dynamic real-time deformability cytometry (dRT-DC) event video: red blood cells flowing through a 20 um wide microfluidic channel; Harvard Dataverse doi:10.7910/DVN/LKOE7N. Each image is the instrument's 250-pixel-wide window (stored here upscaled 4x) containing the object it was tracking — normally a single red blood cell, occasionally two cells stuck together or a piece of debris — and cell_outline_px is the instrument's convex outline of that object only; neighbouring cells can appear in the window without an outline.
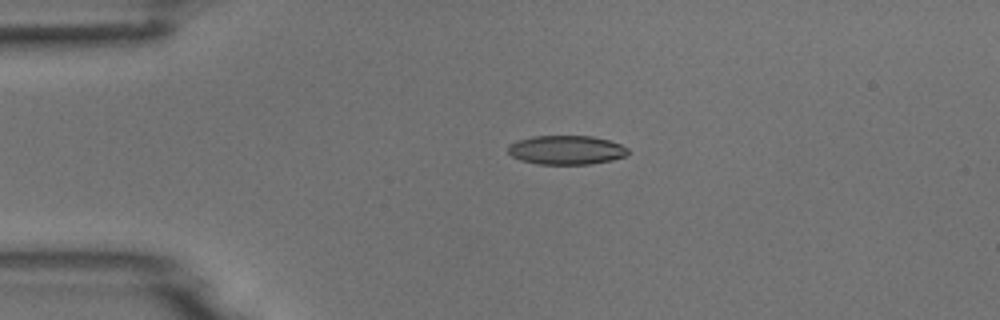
{"species": "common noctule bat (a hibernating species)", "species_latin": "Nyctalus noctula", "temperature_condition": "room temperature", "stored_images_in_passage": 8, "camera_frame_rate_fps": 3000, "um_per_image_px": 0.085, "animal": {"sex": "male", "body_mass_g": 18.8}, "frame": {"image": 1, "passage_image": 1, "time_ms": 0.0, "image_size_px": [1000, 320], "cell_outline_px": [[628, 152], [624, 156], [612, 160], [588, 164], [536, 164], [520, 160], [512, 156], [508, 152], [508, 144], [532, 136], [592, 136], [608, 140], [620, 144], [628, 148]], "centroid_in_image_um": [48.11, 12.75], "position_along_channel_um": 36.9, "area_um2": 20.23}}
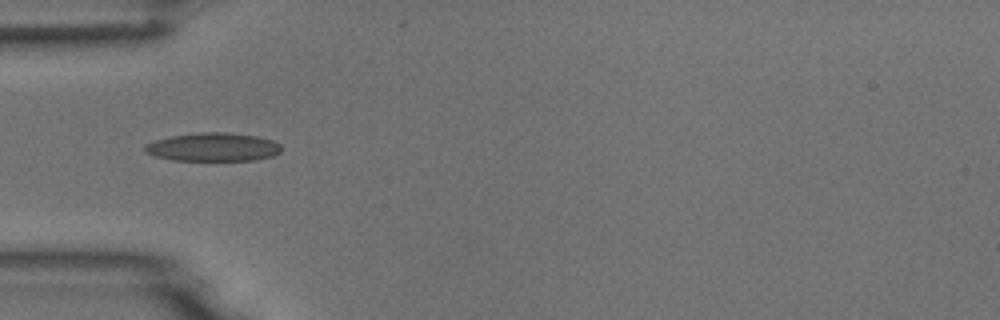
{"frame": {"image": 2, "passage_image": 6, "time_ms": 1.667, "image_size_px": [1000, 320], "cell_outline_px": [[280, 152], [272, 156], [256, 160], [172, 160], [156, 156], [144, 152], [144, 144], [156, 140], [172, 136], [200, 132], [224, 132], [256, 136], [272, 140], [280, 144]], "centroid_in_image_um": [18.1, 12.5], "position_along_channel_um": 66.9, "area_um2": 22.48}}